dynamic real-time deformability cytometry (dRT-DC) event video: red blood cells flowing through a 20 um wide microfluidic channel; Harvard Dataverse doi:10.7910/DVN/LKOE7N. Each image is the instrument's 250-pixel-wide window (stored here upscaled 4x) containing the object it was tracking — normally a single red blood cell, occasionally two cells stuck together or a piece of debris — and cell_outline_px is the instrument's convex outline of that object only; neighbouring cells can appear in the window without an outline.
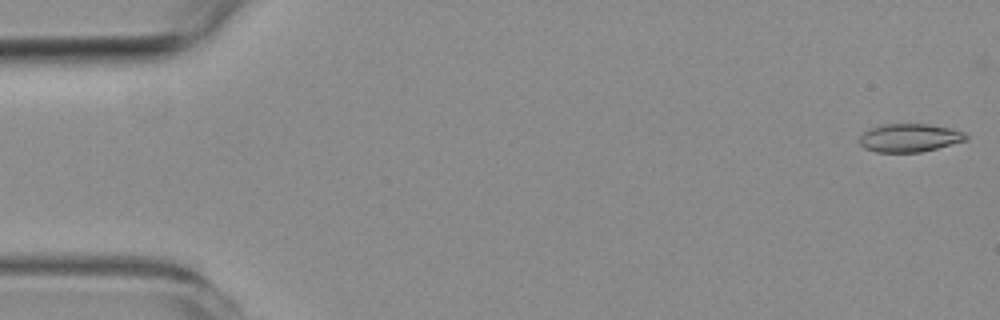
{"species": "common noctule bat (a hibernating species)", "species_latin": "Nyctalus noctula", "temperature_condition": "room temperature", "stored_images_in_passage": 54, "camera_frame_rate_fps": 3000, "um_per_image_px": 0.085, "animal": {"sex": "female", "body_mass_g": 19.3, "forearm_length_mm": 54.1}, "frame": {"image": 1, "passage_image": 1, "time_ms": 0.0, "image_size_px": [1000, 320], "cell_outline_px": [[968, 140], [920, 152], [876, 152], [864, 148], [860, 144], [860, 136], [868, 128], [884, 124], [928, 124], [952, 128], [964, 132], [968, 136]], "centroid_in_image_um": [77.31, 11.71], "position_along_channel_um": 7.7, "area_um2": 17.57}}
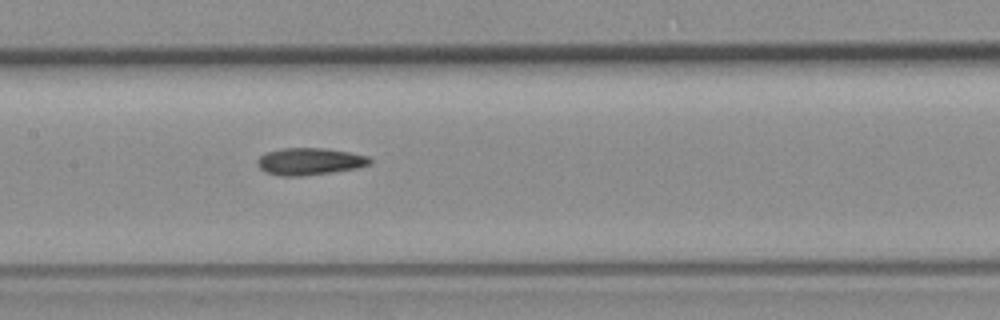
{"frame": {"image": 2, "passage_image": 26, "time_ms": 8.333, "image_size_px": [1000, 320], "cell_outline_px": [[372, 164], [356, 168], [332, 172], [300, 176], [280, 176], [268, 172], [260, 168], [256, 160], [264, 152], [280, 148], [324, 148], [348, 152], [368, 156], [372, 160]], "centroid_in_image_um": [26.31, 13.71], "position_along_channel_um": 181.1, "area_um2": 17.74}}
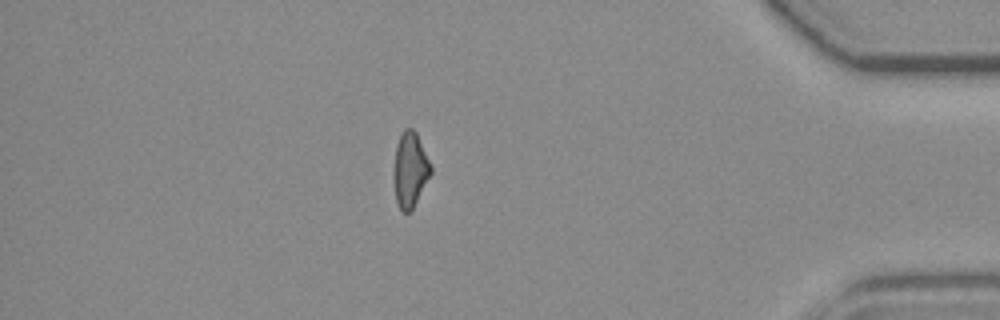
{"frame": {"image": 3, "passage_image": 47, "time_ms": 15.333, "image_size_px": [1000, 320], "cell_outline_px": [[432, 172], [412, 208], [408, 212], [404, 212], [400, 208], [396, 200], [396, 144], [400, 132], [404, 128], [412, 128], [416, 132], [432, 168]], "centroid_in_image_um": [34.89, 14.36], "position_along_channel_um": 400.3, "area_um2": 15.37}, "authors_computed_cell_mechanics": {"area_um2": 17.3978, "velocity_mm_per_s": 3.7559, "shape_relaxation_time_tau1_ms": null, "shape_relaxation_time_tau2_ms": 10.4171, "deformation_change_tau1": null, "deformation_change_tau2": 0.2129}}